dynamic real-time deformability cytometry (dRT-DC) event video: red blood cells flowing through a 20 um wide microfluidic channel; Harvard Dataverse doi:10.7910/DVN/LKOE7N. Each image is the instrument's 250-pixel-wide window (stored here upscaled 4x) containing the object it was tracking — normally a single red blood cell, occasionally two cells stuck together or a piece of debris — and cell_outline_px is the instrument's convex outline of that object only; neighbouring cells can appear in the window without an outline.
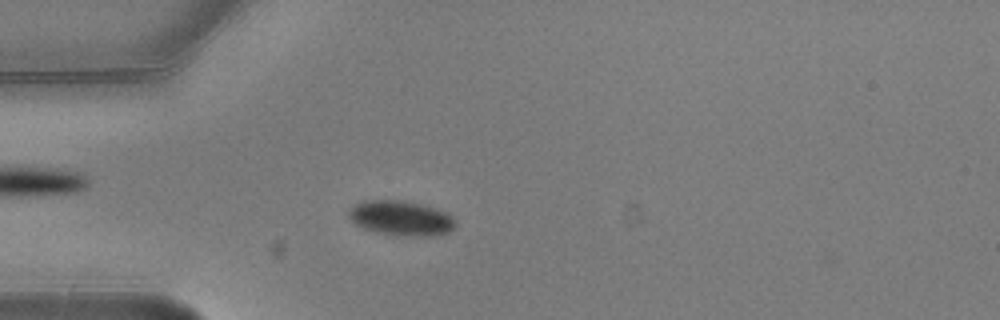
{"species": "common noctule bat (a hibernating species)", "species_latin": "Nyctalus noctula", "temperature_condition": "warm", "stored_images_in_passage": 3, "camera_frame_rate_fps": 3000, "um_per_image_px": 0.085, "animal": {"sex": "male", "body_mass_g": 20.5, "forearm_length_mm": 52.5}, "frame": {"image": 1, "passage_image": 3, "time_ms": 0.667, "image_size_px": [1000, 320], "cell_outline_px": [[456, 224], [448, 232], [432, 236], [396, 236], [376, 232], [364, 228], [356, 224], [348, 216], [348, 212], [356, 204], [364, 200], [400, 200], [420, 204], [444, 212], [452, 216], [456, 220]], "centroid_in_image_um": [34.08, 18.55], "position_along_channel_um": 50.9, "area_um2": 21.5}}